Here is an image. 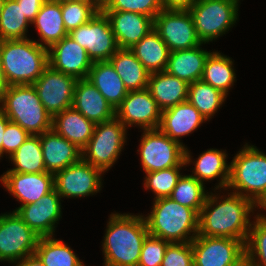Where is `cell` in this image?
Returning a JSON list of instances; mask_svg holds the SVG:
<instances>
[{"label": "cell", "instance_id": "obj_28", "mask_svg": "<svg viewBox=\"0 0 266 266\" xmlns=\"http://www.w3.org/2000/svg\"><path fill=\"white\" fill-rule=\"evenodd\" d=\"M87 79L115 110L127 96L128 90L110 61L93 62Z\"/></svg>", "mask_w": 266, "mask_h": 266}, {"label": "cell", "instance_id": "obj_42", "mask_svg": "<svg viewBox=\"0 0 266 266\" xmlns=\"http://www.w3.org/2000/svg\"><path fill=\"white\" fill-rule=\"evenodd\" d=\"M170 242L148 234L143 241L138 266H161Z\"/></svg>", "mask_w": 266, "mask_h": 266}, {"label": "cell", "instance_id": "obj_22", "mask_svg": "<svg viewBox=\"0 0 266 266\" xmlns=\"http://www.w3.org/2000/svg\"><path fill=\"white\" fill-rule=\"evenodd\" d=\"M205 122L206 118L187 100L162 111L159 129L186 149L180 138L189 136Z\"/></svg>", "mask_w": 266, "mask_h": 266}, {"label": "cell", "instance_id": "obj_27", "mask_svg": "<svg viewBox=\"0 0 266 266\" xmlns=\"http://www.w3.org/2000/svg\"><path fill=\"white\" fill-rule=\"evenodd\" d=\"M189 84L166 71L151 73L147 89L163 111L187 101Z\"/></svg>", "mask_w": 266, "mask_h": 266}, {"label": "cell", "instance_id": "obj_7", "mask_svg": "<svg viewBox=\"0 0 266 266\" xmlns=\"http://www.w3.org/2000/svg\"><path fill=\"white\" fill-rule=\"evenodd\" d=\"M240 0H196L188 9L202 44L228 33L239 18Z\"/></svg>", "mask_w": 266, "mask_h": 266}, {"label": "cell", "instance_id": "obj_4", "mask_svg": "<svg viewBox=\"0 0 266 266\" xmlns=\"http://www.w3.org/2000/svg\"><path fill=\"white\" fill-rule=\"evenodd\" d=\"M145 218L150 235L170 243L192 242L198 235L199 214L170 197L153 201Z\"/></svg>", "mask_w": 266, "mask_h": 266}, {"label": "cell", "instance_id": "obj_46", "mask_svg": "<svg viewBox=\"0 0 266 266\" xmlns=\"http://www.w3.org/2000/svg\"><path fill=\"white\" fill-rule=\"evenodd\" d=\"M196 0H160L163 9L188 10Z\"/></svg>", "mask_w": 266, "mask_h": 266}, {"label": "cell", "instance_id": "obj_41", "mask_svg": "<svg viewBox=\"0 0 266 266\" xmlns=\"http://www.w3.org/2000/svg\"><path fill=\"white\" fill-rule=\"evenodd\" d=\"M163 9L160 0H102V11H127L155 18Z\"/></svg>", "mask_w": 266, "mask_h": 266}, {"label": "cell", "instance_id": "obj_45", "mask_svg": "<svg viewBox=\"0 0 266 266\" xmlns=\"http://www.w3.org/2000/svg\"><path fill=\"white\" fill-rule=\"evenodd\" d=\"M30 24L34 21L46 0H16Z\"/></svg>", "mask_w": 266, "mask_h": 266}, {"label": "cell", "instance_id": "obj_36", "mask_svg": "<svg viewBox=\"0 0 266 266\" xmlns=\"http://www.w3.org/2000/svg\"><path fill=\"white\" fill-rule=\"evenodd\" d=\"M29 23L16 0H5L0 14V41L26 39Z\"/></svg>", "mask_w": 266, "mask_h": 266}, {"label": "cell", "instance_id": "obj_37", "mask_svg": "<svg viewBox=\"0 0 266 266\" xmlns=\"http://www.w3.org/2000/svg\"><path fill=\"white\" fill-rule=\"evenodd\" d=\"M204 185L190 174L182 175L170 198L183 206L194 209L199 214L209 193Z\"/></svg>", "mask_w": 266, "mask_h": 266}, {"label": "cell", "instance_id": "obj_19", "mask_svg": "<svg viewBox=\"0 0 266 266\" xmlns=\"http://www.w3.org/2000/svg\"><path fill=\"white\" fill-rule=\"evenodd\" d=\"M0 181L4 188L21 203L20 206L34 203L54 189V174L16 173L6 171Z\"/></svg>", "mask_w": 266, "mask_h": 266}, {"label": "cell", "instance_id": "obj_38", "mask_svg": "<svg viewBox=\"0 0 266 266\" xmlns=\"http://www.w3.org/2000/svg\"><path fill=\"white\" fill-rule=\"evenodd\" d=\"M266 214L254 216L245 244V258L251 266H266Z\"/></svg>", "mask_w": 266, "mask_h": 266}, {"label": "cell", "instance_id": "obj_29", "mask_svg": "<svg viewBox=\"0 0 266 266\" xmlns=\"http://www.w3.org/2000/svg\"><path fill=\"white\" fill-rule=\"evenodd\" d=\"M32 24L40 36L36 42L47 49L68 35L62 19L61 2L57 0H46Z\"/></svg>", "mask_w": 266, "mask_h": 266}, {"label": "cell", "instance_id": "obj_40", "mask_svg": "<svg viewBox=\"0 0 266 266\" xmlns=\"http://www.w3.org/2000/svg\"><path fill=\"white\" fill-rule=\"evenodd\" d=\"M183 167H187L185 160L176 167L145 173L143 186L154 193V200L170 197L172 191L182 176Z\"/></svg>", "mask_w": 266, "mask_h": 266}, {"label": "cell", "instance_id": "obj_6", "mask_svg": "<svg viewBox=\"0 0 266 266\" xmlns=\"http://www.w3.org/2000/svg\"><path fill=\"white\" fill-rule=\"evenodd\" d=\"M249 198L256 205L266 195V154L246 143L230 163L227 191Z\"/></svg>", "mask_w": 266, "mask_h": 266}, {"label": "cell", "instance_id": "obj_48", "mask_svg": "<svg viewBox=\"0 0 266 266\" xmlns=\"http://www.w3.org/2000/svg\"><path fill=\"white\" fill-rule=\"evenodd\" d=\"M10 120L7 116L0 110V160L2 158V139L4 137V132L6 129V125Z\"/></svg>", "mask_w": 266, "mask_h": 266}, {"label": "cell", "instance_id": "obj_18", "mask_svg": "<svg viewBox=\"0 0 266 266\" xmlns=\"http://www.w3.org/2000/svg\"><path fill=\"white\" fill-rule=\"evenodd\" d=\"M48 61L53 69L77 80L87 79L93 64L86 49L69 35L48 49Z\"/></svg>", "mask_w": 266, "mask_h": 266}, {"label": "cell", "instance_id": "obj_33", "mask_svg": "<svg viewBox=\"0 0 266 266\" xmlns=\"http://www.w3.org/2000/svg\"><path fill=\"white\" fill-rule=\"evenodd\" d=\"M35 254L44 266H86L68 244L54 236L40 237Z\"/></svg>", "mask_w": 266, "mask_h": 266}, {"label": "cell", "instance_id": "obj_11", "mask_svg": "<svg viewBox=\"0 0 266 266\" xmlns=\"http://www.w3.org/2000/svg\"><path fill=\"white\" fill-rule=\"evenodd\" d=\"M68 35L86 49L92 62L109 61L119 49L110 20L102 10Z\"/></svg>", "mask_w": 266, "mask_h": 266}, {"label": "cell", "instance_id": "obj_51", "mask_svg": "<svg viewBox=\"0 0 266 266\" xmlns=\"http://www.w3.org/2000/svg\"><path fill=\"white\" fill-rule=\"evenodd\" d=\"M236 266H251L249 261L244 258L239 264H237Z\"/></svg>", "mask_w": 266, "mask_h": 266}, {"label": "cell", "instance_id": "obj_39", "mask_svg": "<svg viewBox=\"0 0 266 266\" xmlns=\"http://www.w3.org/2000/svg\"><path fill=\"white\" fill-rule=\"evenodd\" d=\"M102 1L61 2L62 19L67 33L89 22L100 10Z\"/></svg>", "mask_w": 266, "mask_h": 266}, {"label": "cell", "instance_id": "obj_47", "mask_svg": "<svg viewBox=\"0 0 266 266\" xmlns=\"http://www.w3.org/2000/svg\"><path fill=\"white\" fill-rule=\"evenodd\" d=\"M15 264L16 265L14 266H44V264L36 254L26 256L24 259Z\"/></svg>", "mask_w": 266, "mask_h": 266}, {"label": "cell", "instance_id": "obj_16", "mask_svg": "<svg viewBox=\"0 0 266 266\" xmlns=\"http://www.w3.org/2000/svg\"><path fill=\"white\" fill-rule=\"evenodd\" d=\"M162 110L149 90L128 91L121 105L115 110V117L128 129L135 125L141 130L158 129Z\"/></svg>", "mask_w": 266, "mask_h": 266}, {"label": "cell", "instance_id": "obj_52", "mask_svg": "<svg viewBox=\"0 0 266 266\" xmlns=\"http://www.w3.org/2000/svg\"><path fill=\"white\" fill-rule=\"evenodd\" d=\"M60 2H66V1H102V0H57Z\"/></svg>", "mask_w": 266, "mask_h": 266}, {"label": "cell", "instance_id": "obj_23", "mask_svg": "<svg viewBox=\"0 0 266 266\" xmlns=\"http://www.w3.org/2000/svg\"><path fill=\"white\" fill-rule=\"evenodd\" d=\"M40 142L46 172L55 174L82 158L81 149L53 129L42 133Z\"/></svg>", "mask_w": 266, "mask_h": 266}, {"label": "cell", "instance_id": "obj_43", "mask_svg": "<svg viewBox=\"0 0 266 266\" xmlns=\"http://www.w3.org/2000/svg\"><path fill=\"white\" fill-rule=\"evenodd\" d=\"M161 266H194L191 242L169 243Z\"/></svg>", "mask_w": 266, "mask_h": 266}, {"label": "cell", "instance_id": "obj_24", "mask_svg": "<svg viewBox=\"0 0 266 266\" xmlns=\"http://www.w3.org/2000/svg\"><path fill=\"white\" fill-rule=\"evenodd\" d=\"M72 106L95 124L115 117V109L88 79L77 80Z\"/></svg>", "mask_w": 266, "mask_h": 266}, {"label": "cell", "instance_id": "obj_14", "mask_svg": "<svg viewBox=\"0 0 266 266\" xmlns=\"http://www.w3.org/2000/svg\"><path fill=\"white\" fill-rule=\"evenodd\" d=\"M194 266H236L245 258L238 239L197 235L191 242Z\"/></svg>", "mask_w": 266, "mask_h": 266}, {"label": "cell", "instance_id": "obj_5", "mask_svg": "<svg viewBox=\"0 0 266 266\" xmlns=\"http://www.w3.org/2000/svg\"><path fill=\"white\" fill-rule=\"evenodd\" d=\"M0 110L30 135L52 129V116L40 102L33 84L9 85L0 100Z\"/></svg>", "mask_w": 266, "mask_h": 266}, {"label": "cell", "instance_id": "obj_35", "mask_svg": "<svg viewBox=\"0 0 266 266\" xmlns=\"http://www.w3.org/2000/svg\"><path fill=\"white\" fill-rule=\"evenodd\" d=\"M227 96L202 79L189 84L187 100L206 118L214 117Z\"/></svg>", "mask_w": 266, "mask_h": 266}, {"label": "cell", "instance_id": "obj_32", "mask_svg": "<svg viewBox=\"0 0 266 266\" xmlns=\"http://www.w3.org/2000/svg\"><path fill=\"white\" fill-rule=\"evenodd\" d=\"M233 63L231 57L212 51L205 61L202 80L227 96L236 81Z\"/></svg>", "mask_w": 266, "mask_h": 266}, {"label": "cell", "instance_id": "obj_9", "mask_svg": "<svg viewBox=\"0 0 266 266\" xmlns=\"http://www.w3.org/2000/svg\"><path fill=\"white\" fill-rule=\"evenodd\" d=\"M39 238L16 211L0 214V262L15 265L35 254Z\"/></svg>", "mask_w": 266, "mask_h": 266}, {"label": "cell", "instance_id": "obj_25", "mask_svg": "<svg viewBox=\"0 0 266 266\" xmlns=\"http://www.w3.org/2000/svg\"><path fill=\"white\" fill-rule=\"evenodd\" d=\"M202 44L185 50L169 53L166 72L186 81L188 84L201 80L204 64L211 51L204 50Z\"/></svg>", "mask_w": 266, "mask_h": 266}, {"label": "cell", "instance_id": "obj_12", "mask_svg": "<svg viewBox=\"0 0 266 266\" xmlns=\"http://www.w3.org/2000/svg\"><path fill=\"white\" fill-rule=\"evenodd\" d=\"M154 30L170 52L190 49L202 44L189 10L162 9L154 18Z\"/></svg>", "mask_w": 266, "mask_h": 266}, {"label": "cell", "instance_id": "obj_15", "mask_svg": "<svg viewBox=\"0 0 266 266\" xmlns=\"http://www.w3.org/2000/svg\"><path fill=\"white\" fill-rule=\"evenodd\" d=\"M77 79L48 65L42 75L33 83L40 102L53 117L71 107Z\"/></svg>", "mask_w": 266, "mask_h": 266}, {"label": "cell", "instance_id": "obj_20", "mask_svg": "<svg viewBox=\"0 0 266 266\" xmlns=\"http://www.w3.org/2000/svg\"><path fill=\"white\" fill-rule=\"evenodd\" d=\"M190 150L188 148L185 149V163L186 165H190L193 163L194 168L192 170L191 176L195 177L198 181L203 184L204 181H212L215 178L219 181L216 187L214 188V192L216 190H226L229 178H230V164L227 163V154L225 150L219 149H207L203 153H201L197 160L195 159L193 162L192 154H190Z\"/></svg>", "mask_w": 266, "mask_h": 266}, {"label": "cell", "instance_id": "obj_21", "mask_svg": "<svg viewBox=\"0 0 266 266\" xmlns=\"http://www.w3.org/2000/svg\"><path fill=\"white\" fill-rule=\"evenodd\" d=\"M109 18L117 44L130 49L154 29V19L135 12L103 11Z\"/></svg>", "mask_w": 266, "mask_h": 266}, {"label": "cell", "instance_id": "obj_13", "mask_svg": "<svg viewBox=\"0 0 266 266\" xmlns=\"http://www.w3.org/2000/svg\"><path fill=\"white\" fill-rule=\"evenodd\" d=\"M104 172L82 158L54 174V189L61 198H83L94 195L103 187Z\"/></svg>", "mask_w": 266, "mask_h": 266}, {"label": "cell", "instance_id": "obj_10", "mask_svg": "<svg viewBox=\"0 0 266 266\" xmlns=\"http://www.w3.org/2000/svg\"><path fill=\"white\" fill-rule=\"evenodd\" d=\"M140 140L137 152L145 173L176 167L185 160V148L159 128L143 130Z\"/></svg>", "mask_w": 266, "mask_h": 266}, {"label": "cell", "instance_id": "obj_31", "mask_svg": "<svg viewBox=\"0 0 266 266\" xmlns=\"http://www.w3.org/2000/svg\"><path fill=\"white\" fill-rule=\"evenodd\" d=\"M130 50L150 74L166 70L170 51L154 29Z\"/></svg>", "mask_w": 266, "mask_h": 266}, {"label": "cell", "instance_id": "obj_53", "mask_svg": "<svg viewBox=\"0 0 266 266\" xmlns=\"http://www.w3.org/2000/svg\"><path fill=\"white\" fill-rule=\"evenodd\" d=\"M4 2L5 0H0V14H1Z\"/></svg>", "mask_w": 266, "mask_h": 266}, {"label": "cell", "instance_id": "obj_50", "mask_svg": "<svg viewBox=\"0 0 266 266\" xmlns=\"http://www.w3.org/2000/svg\"><path fill=\"white\" fill-rule=\"evenodd\" d=\"M257 209H263L262 211L265 210L266 212V195L262 198V200L256 205Z\"/></svg>", "mask_w": 266, "mask_h": 266}, {"label": "cell", "instance_id": "obj_34", "mask_svg": "<svg viewBox=\"0 0 266 266\" xmlns=\"http://www.w3.org/2000/svg\"><path fill=\"white\" fill-rule=\"evenodd\" d=\"M8 158L14 167L7 171L16 173L46 172L40 135H30Z\"/></svg>", "mask_w": 266, "mask_h": 266}, {"label": "cell", "instance_id": "obj_1", "mask_svg": "<svg viewBox=\"0 0 266 266\" xmlns=\"http://www.w3.org/2000/svg\"><path fill=\"white\" fill-rule=\"evenodd\" d=\"M209 192L199 212L198 235L241 240L246 244L256 204L239 194ZM252 212V213H251ZM252 214V215H251Z\"/></svg>", "mask_w": 266, "mask_h": 266}, {"label": "cell", "instance_id": "obj_26", "mask_svg": "<svg viewBox=\"0 0 266 266\" xmlns=\"http://www.w3.org/2000/svg\"><path fill=\"white\" fill-rule=\"evenodd\" d=\"M95 125L73 106L52 117V129L81 150L91 139Z\"/></svg>", "mask_w": 266, "mask_h": 266}, {"label": "cell", "instance_id": "obj_8", "mask_svg": "<svg viewBox=\"0 0 266 266\" xmlns=\"http://www.w3.org/2000/svg\"><path fill=\"white\" fill-rule=\"evenodd\" d=\"M126 138L127 128L116 117L98 123L91 139L81 150L82 159L105 173L118 160Z\"/></svg>", "mask_w": 266, "mask_h": 266}, {"label": "cell", "instance_id": "obj_2", "mask_svg": "<svg viewBox=\"0 0 266 266\" xmlns=\"http://www.w3.org/2000/svg\"><path fill=\"white\" fill-rule=\"evenodd\" d=\"M103 236V266H138L143 241L149 234L144 215L111 213Z\"/></svg>", "mask_w": 266, "mask_h": 266}, {"label": "cell", "instance_id": "obj_44", "mask_svg": "<svg viewBox=\"0 0 266 266\" xmlns=\"http://www.w3.org/2000/svg\"><path fill=\"white\" fill-rule=\"evenodd\" d=\"M30 134L15 122L9 121L6 125L4 137L2 139L3 154L10 156L27 140ZM8 154V155H7Z\"/></svg>", "mask_w": 266, "mask_h": 266}, {"label": "cell", "instance_id": "obj_3", "mask_svg": "<svg viewBox=\"0 0 266 266\" xmlns=\"http://www.w3.org/2000/svg\"><path fill=\"white\" fill-rule=\"evenodd\" d=\"M0 58L8 85L33 84L49 65L48 49L29 38L0 41Z\"/></svg>", "mask_w": 266, "mask_h": 266}, {"label": "cell", "instance_id": "obj_17", "mask_svg": "<svg viewBox=\"0 0 266 266\" xmlns=\"http://www.w3.org/2000/svg\"><path fill=\"white\" fill-rule=\"evenodd\" d=\"M61 197L53 189L40 200L15 208L22 220L40 237L54 236L56 225L62 218ZM58 221V222H57Z\"/></svg>", "mask_w": 266, "mask_h": 266}, {"label": "cell", "instance_id": "obj_30", "mask_svg": "<svg viewBox=\"0 0 266 266\" xmlns=\"http://www.w3.org/2000/svg\"><path fill=\"white\" fill-rule=\"evenodd\" d=\"M109 61L128 91L147 88L150 73L130 49L119 48Z\"/></svg>", "mask_w": 266, "mask_h": 266}, {"label": "cell", "instance_id": "obj_49", "mask_svg": "<svg viewBox=\"0 0 266 266\" xmlns=\"http://www.w3.org/2000/svg\"><path fill=\"white\" fill-rule=\"evenodd\" d=\"M8 86L9 85L7 84L4 74H3V69L1 66V58H0V100Z\"/></svg>", "mask_w": 266, "mask_h": 266}]
</instances>
